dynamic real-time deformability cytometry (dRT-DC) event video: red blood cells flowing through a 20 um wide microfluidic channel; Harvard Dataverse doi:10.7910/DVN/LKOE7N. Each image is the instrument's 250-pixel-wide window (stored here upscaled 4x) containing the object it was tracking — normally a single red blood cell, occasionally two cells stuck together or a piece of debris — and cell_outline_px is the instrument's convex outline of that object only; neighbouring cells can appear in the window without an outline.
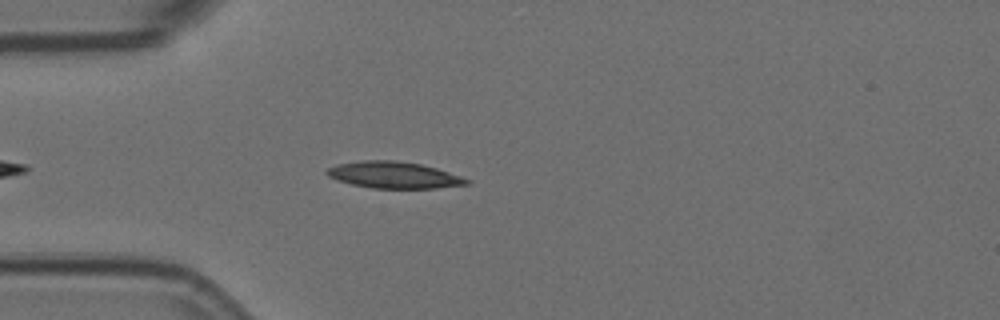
{"species": "Egyptian fruit bat (a non-hibernating species)", "species_latin": "Rousettus aegyptiacus", "temperature_condition": "room temperature", "stored_images_in_passage": 31, "camera_frame_rate_fps": 3000, "um_per_image_px": 0.085, "animal": {"sex": "female"}, "frame": {"image": 1, "passage_image": 6, "time_ms": 1.667, "image_size_px": [1000, 320], "cell_outline_px": [[468, 184], [436, 188], [372, 188], [352, 184], [336, 180], [328, 176], [324, 172], [328, 168], [336, 164], [364, 160], [396, 160], [420, 164], [436, 168], [460, 176], [468, 180]], "centroid_in_image_um": [33.41, 14.87], "position_along_channel_um": 51.6, "area_um2": 21.5}}
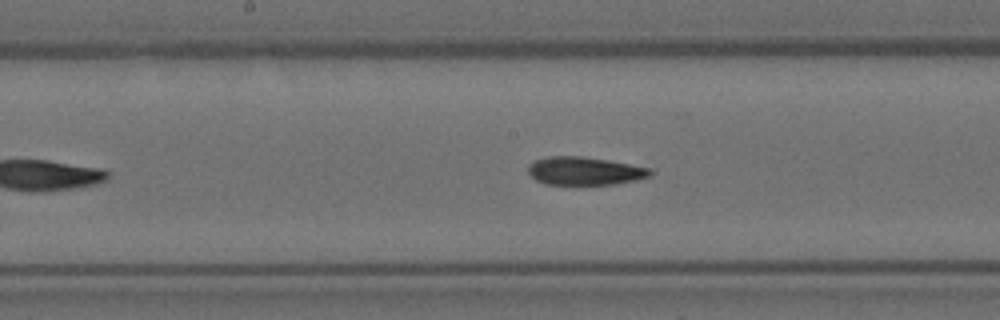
{"frame": {"image": 2, "passage_image": 19, "time_ms": 6.0, "image_size_px": [1000, 320], "cell_outline_px": [[652, 172], [648, 176], [636, 180], [616, 184], [576, 188], [544, 184], [536, 180], [528, 172], [528, 164], [532, 160], [548, 156], [580, 156], [608, 160], [652, 168]], "centroid_in_image_um": [49.64, 14.58], "position_along_channel_um": 198.6, "area_um2": 21.1}}
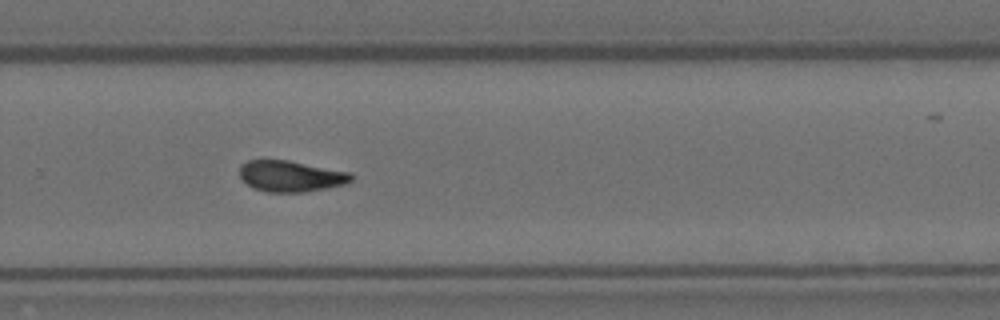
{"frame": {"image": 3, "passage_image": 28, "time_ms": 9.0, "image_size_px": [1000, 320], "cell_outline_px": [[352, 180], [344, 184], [328, 188], [304, 192], [268, 192], [252, 188], [240, 176], [240, 164], [248, 160], [288, 160], [352, 172]], "centroid_in_image_um": [24.73, 14.97], "position_along_channel_um": 305.1, "area_um2": 20.29}}